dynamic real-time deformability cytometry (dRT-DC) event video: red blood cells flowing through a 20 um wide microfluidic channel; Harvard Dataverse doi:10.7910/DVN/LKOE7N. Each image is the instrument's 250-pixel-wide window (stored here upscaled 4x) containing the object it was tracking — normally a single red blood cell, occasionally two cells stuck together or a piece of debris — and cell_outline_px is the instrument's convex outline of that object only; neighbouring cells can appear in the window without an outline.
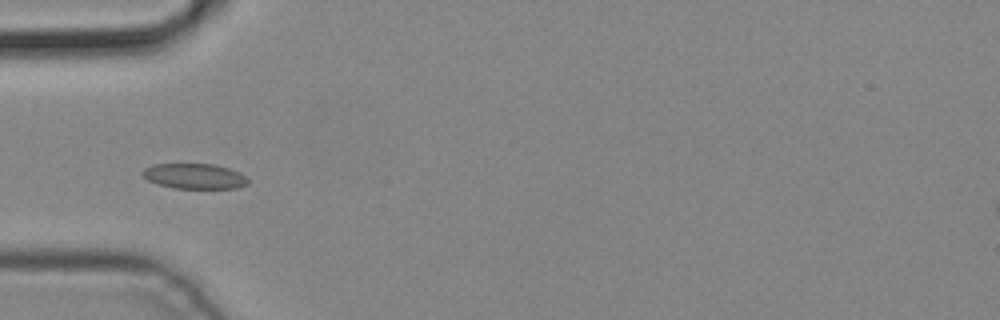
{"species": "common noctule bat (a hibernating species)", "species_latin": "Nyctalus noctula", "temperature_condition": "cold", "stored_images_in_passage": 3, "camera_frame_rate_fps": 3000, "um_per_image_px": 0.085, "animal": {"sex": "male", "body_mass_g": 19.2, "forearm_length_mm": 51.8}, "frame": {"image": 1, "passage_image": 3, "time_ms": 0.667, "image_size_px": [1000, 320], "cell_outline_px": [[248, 184], [236, 188], [172, 188], [156, 184], [148, 180], [140, 172], [144, 168], [152, 164], [216, 164], [240, 172], [248, 180]], "centroid_in_image_um": [16.5, 14.97], "position_along_channel_um": 68.5, "area_um2": 15.61}}